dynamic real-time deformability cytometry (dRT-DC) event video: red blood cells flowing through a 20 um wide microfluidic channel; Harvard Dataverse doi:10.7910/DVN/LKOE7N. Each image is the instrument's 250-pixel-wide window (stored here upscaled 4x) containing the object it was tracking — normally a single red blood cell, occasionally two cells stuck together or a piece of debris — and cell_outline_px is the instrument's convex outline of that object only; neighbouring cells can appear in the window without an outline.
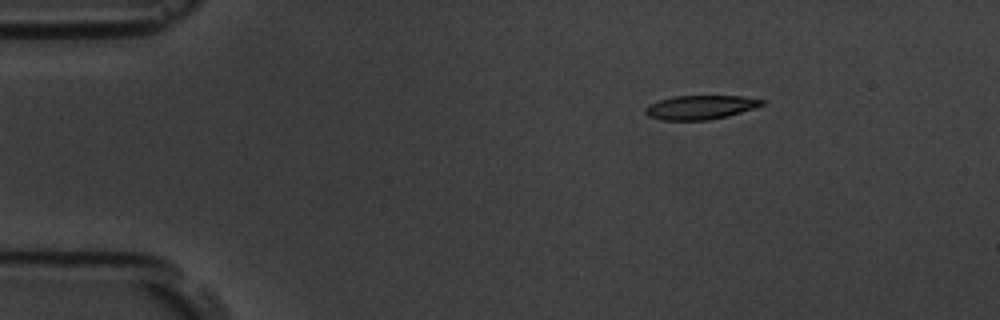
{"species": "common noctule bat (a hibernating species)", "species_latin": "Nyctalus noctula", "temperature_condition": "room temperature", "stored_images_in_passage": 3, "camera_frame_rate_fps": 3000, "um_per_image_px": 0.085, "animal": {"sex": "male", "body_mass_g": 19.5, "forearm_length_mm": 54.6}, "frame": {"image": 1, "passage_image": 1, "time_ms": 0.0, "image_size_px": [1000, 320], "cell_outline_px": [[764, 104], [728, 116], [708, 120], [660, 120], [648, 116], [644, 112], [644, 108], [648, 104], [672, 96], [744, 96], [764, 100]], "centroid_in_image_um": [59.48, 9.12], "position_along_channel_um": 25.5, "area_um2": 16.3}}